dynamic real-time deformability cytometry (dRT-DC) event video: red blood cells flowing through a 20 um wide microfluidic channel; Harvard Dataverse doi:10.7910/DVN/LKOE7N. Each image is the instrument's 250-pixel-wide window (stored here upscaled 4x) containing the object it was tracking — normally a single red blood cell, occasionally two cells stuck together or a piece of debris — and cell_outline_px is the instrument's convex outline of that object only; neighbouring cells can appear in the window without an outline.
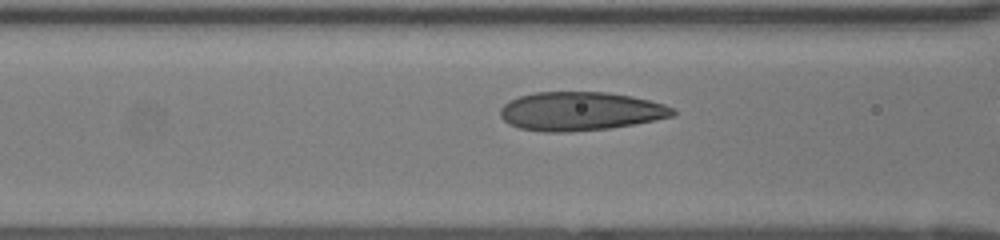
{"species": "human", "species_latin": "Homo sapiens", "temperature_condition": "room temperature", "stored_images_in_passage": 16, "camera_frame_rate_fps": 3000, "um_per_image_px": 0.085, "donor": {"sex": "female"}, "frame": {"image": 1, "passage_image": 14, "time_ms": 4.333, "image_size_px": [1000, 240], "cell_outline_px": [[676, 116], [632, 124], [608, 128], [572, 132], [544, 132], [520, 128], [508, 124], [500, 116], [500, 108], [508, 100], [532, 92], [608, 92], [632, 96], [664, 104], [672, 108], [676, 112]], "centroid_in_image_um": [49.3, 9.45], "position_along_channel_um": 117.3, "area_um2": 39.02}}